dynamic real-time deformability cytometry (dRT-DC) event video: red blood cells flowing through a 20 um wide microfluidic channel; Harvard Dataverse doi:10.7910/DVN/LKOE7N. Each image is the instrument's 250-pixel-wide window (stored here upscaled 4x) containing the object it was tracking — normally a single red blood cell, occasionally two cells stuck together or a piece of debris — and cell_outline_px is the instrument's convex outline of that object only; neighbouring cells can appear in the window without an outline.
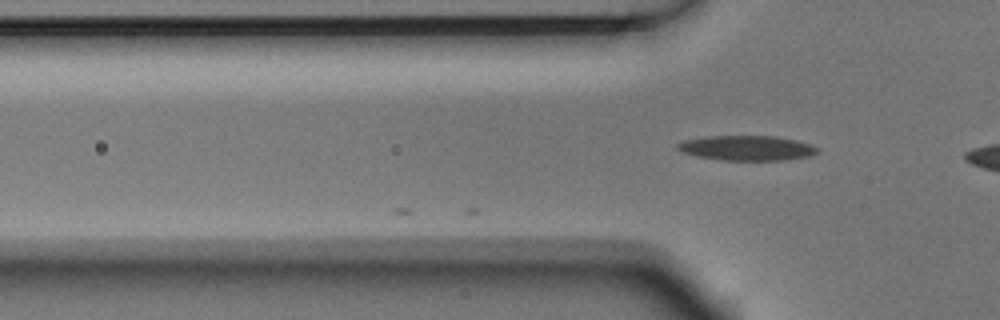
{"species": "Egyptian fruit bat (a non-hibernating species)", "species_latin": "Rousettus aegyptiacus", "temperature_condition": "room temperature", "stored_images_in_passage": 5, "camera_frame_rate_fps": 3000, "um_per_image_px": 0.085, "animal": {"sex": "male"}, "frame": {"image": 1, "passage_image": 4, "time_ms": 1.0, "image_size_px": [1000, 320], "cell_outline_px": [[820, 152], [808, 156], [784, 160], [720, 160], [696, 156], [684, 152], [676, 148], [676, 144], [684, 140], [704, 136], [776, 136], [796, 140], [812, 144], [820, 148]], "centroid_in_image_um": [63.51, 12.57], "position_along_channel_um": 62.3, "area_um2": 20.46}}